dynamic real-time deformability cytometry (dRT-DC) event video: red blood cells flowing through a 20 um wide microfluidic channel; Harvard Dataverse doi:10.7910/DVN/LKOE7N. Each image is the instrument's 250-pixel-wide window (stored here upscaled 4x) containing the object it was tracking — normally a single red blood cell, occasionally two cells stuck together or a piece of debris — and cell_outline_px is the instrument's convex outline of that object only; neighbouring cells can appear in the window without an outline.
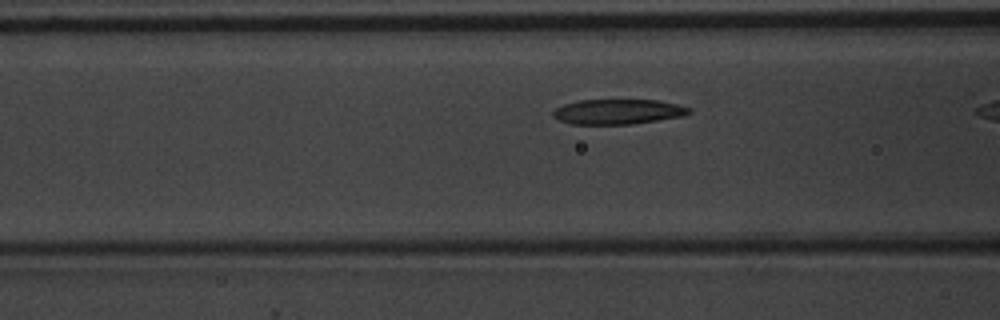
{"species": "common noctule bat (a hibernating species)", "species_latin": "Nyctalus noctula", "temperature_condition": "warm", "stored_images_in_passage": 12, "camera_frame_rate_fps": 3000, "um_per_image_px": 0.085, "animal": {"sex": "male", "body_mass_g": 20.1, "forearm_length_mm": 53.5}, "frame": {"image": 1, "passage_image": 10, "time_ms": 3.0, "image_size_px": [1000, 320], "cell_outline_px": [[692, 112], [684, 116], [632, 124], [572, 124], [560, 120], [552, 116], [552, 112], [556, 108], [564, 104], [580, 100], [660, 100], [692, 108]], "centroid_in_image_um": [52.56, 9.49], "position_along_channel_um": 114.0, "area_um2": 19.88}}